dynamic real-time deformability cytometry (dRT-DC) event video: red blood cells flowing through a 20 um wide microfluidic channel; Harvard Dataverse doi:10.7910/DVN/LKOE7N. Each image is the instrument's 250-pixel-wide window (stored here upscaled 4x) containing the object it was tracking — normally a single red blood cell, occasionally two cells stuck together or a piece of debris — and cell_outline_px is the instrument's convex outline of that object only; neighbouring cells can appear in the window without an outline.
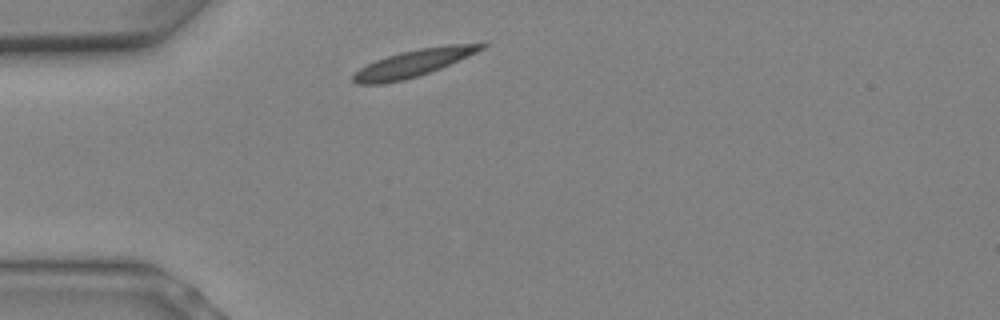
{"species": "Egyptian fruit bat (a non-hibernating species)", "species_latin": "Rousettus aegyptiacus", "temperature_condition": "warm", "stored_images_in_passage": 3, "camera_frame_rate_fps": 3000, "um_per_image_px": 0.085, "animal": {"sex": "female"}, "frame": {"image": 1, "passage_image": 1, "time_ms": 0.0, "image_size_px": [1000, 320], "cell_outline_px": [[488, 44], [484, 48], [476, 52], [440, 68], [416, 76], [384, 84], [356, 84], [352, 80], [352, 76], [360, 68], [376, 60], [400, 52], [420, 48], [448, 44], [484, 40], [488, 40]], "centroid_in_image_um": [35.25, 5.31], "position_along_channel_um": 49.7, "area_um2": 20.29}}
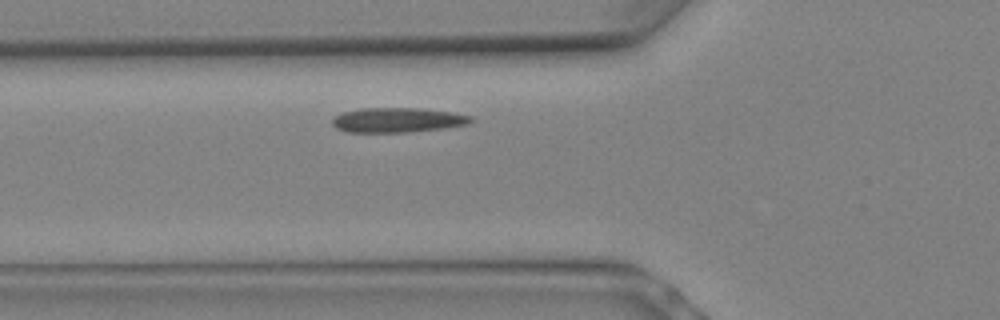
{"frame": {"image": 2, "passage_image": 3, "time_ms": 0.667, "image_size_px": [1000, 320], "cell_outline_px": [[472, 120], [468, 124], [444, 128], [408, 132], [348, 132], [336, 128], [332, 124], [332, 120], [336, 116], [344, 112], [360, 108], [420, 108], [452, 112], [472, 116]], "centroid_in_image_um": [33.79, 10.2], "position_along_channel_um": 92.0, "area_um2": 19.88}}